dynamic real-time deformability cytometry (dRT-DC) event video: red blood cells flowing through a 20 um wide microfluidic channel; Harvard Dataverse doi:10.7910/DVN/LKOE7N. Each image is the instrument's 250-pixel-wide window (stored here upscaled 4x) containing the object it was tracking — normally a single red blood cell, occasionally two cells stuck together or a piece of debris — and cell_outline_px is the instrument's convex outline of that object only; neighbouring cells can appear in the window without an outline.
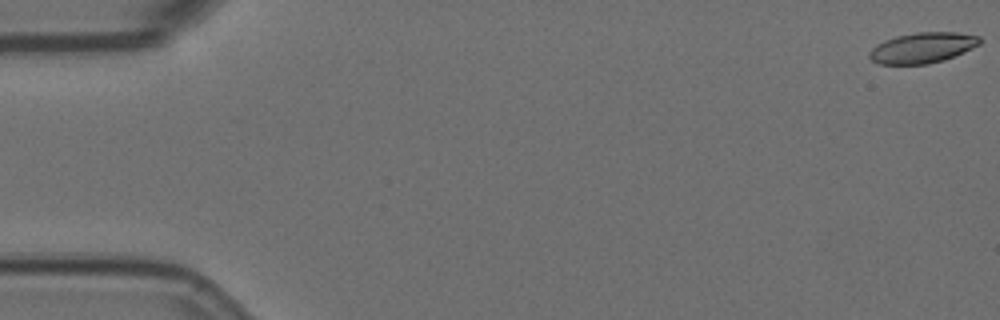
{"species": "Egyptian fruit bat (a non-hibernating species)", "species_latin": "Rousettus aegyptiacus", "temperature_condition": "room temperature", "stored_images_in_passage": 9, "camera_frame_rate_fps": 3000, "um_per_image_px": 0.085, "animal": {"sex": "female"}, "frame": {"image": 1, "passage_image": 1, "time_ms": 0.0, "image_size_px": [1000, 320], "cell_outline_px": [[984, 40], [980, 44], [944, 60], [928, 64], [880, 64], [872, 60], [868, 56], [868, 52], [876, 44], [884, 40], [896, 36], [916, 32], [956, 32], [980, 36]], "centroid_in_image_um": [78.41, 4.05], "position_along_channel_um": 6.6, "area_um2": 19.71}}